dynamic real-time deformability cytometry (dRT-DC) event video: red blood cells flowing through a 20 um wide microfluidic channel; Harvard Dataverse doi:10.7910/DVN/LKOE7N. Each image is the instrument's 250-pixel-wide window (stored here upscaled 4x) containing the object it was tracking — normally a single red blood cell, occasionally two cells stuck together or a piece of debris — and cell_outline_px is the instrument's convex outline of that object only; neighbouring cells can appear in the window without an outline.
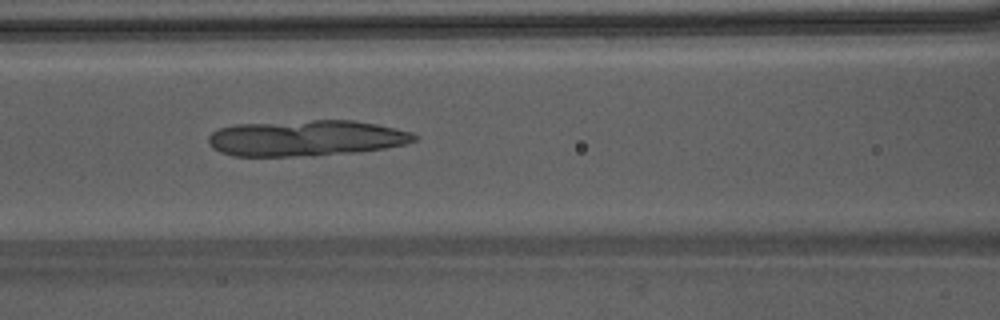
{"species": "Egyptian fruit bat (a non-hibernating species)", "species_latin": "Rousettus aegyptiacus", "temperature_condition": "warm", "stored_images_in_passage": 43, "camera_frame_rate_fps": 3000, "um_per_image_px": 0.085, "animal": {"sex": "male"}, "frame": {"image": 1, "passage_image": 17, "time_ms": 5.333, "image_size_px": [1000, 320], "cell_outline_px": [[420, 136], [416, 140], [404, 144], [384, 148], [352, 152], [312, 156], [232, 156], [220, 152], [212, 148], [208, 144], [208, 136], [212, 132], [220, 128], [236, 124], [312, 120], [352, 120], [376, 124], [412, 132]], "centroid_in_image_um": [25.99, 11.74], "position_along_channel_um": 140.6, "area_um2": 43.18}}
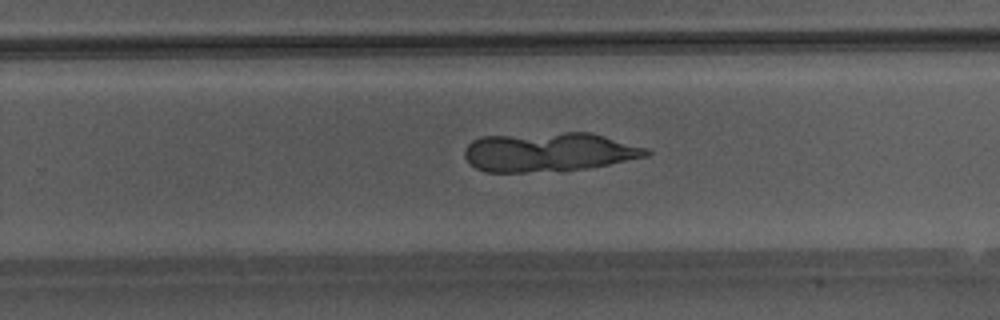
{"frame": {"image": 2, "passage_image": 27, "time_ms": 8.667, "image_size_px": [1000, 320], "cell_outline_px": [[652, 152], [648, 156], [588, 168], [564, 172], [484, 172], [476, 168], [464, 156], [464, 148], [472, 140], [480, 136], [564, 132], [588, 132], [604, 136], [648, 148]], "centroid_in_image_um": [46.64, 12.93], "position_along_channel_um": 283.2, "area_um2": 41.96}}
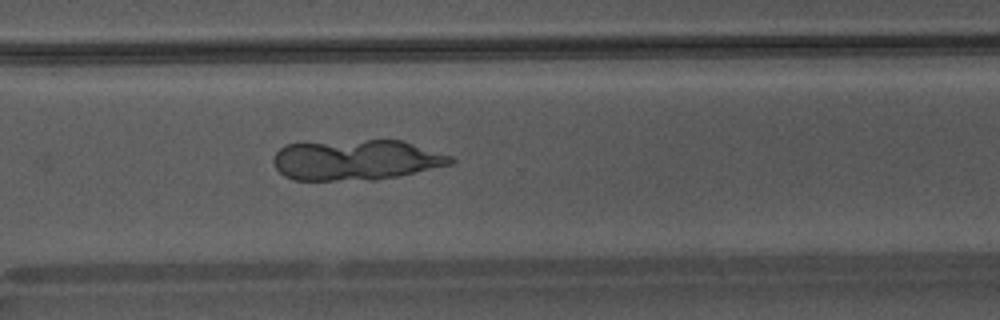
{"frame": {"image": 3, "passage_image": 31, "time_ms": 10.0, "image_size_px": [1000, 320], "cell_outline_px": [[456, 160], [452, 164], [396, 176], [376, 180], [292, 180], [284, 176], [276, 168], [272, 160], [276, 152], [284, 144], [368, 140], [400, 140], [452, 156]], "centroid_in_image_um": [30.24, 13.6], "position_along_channel_um": 340.4, "area_um2": 41.62}}